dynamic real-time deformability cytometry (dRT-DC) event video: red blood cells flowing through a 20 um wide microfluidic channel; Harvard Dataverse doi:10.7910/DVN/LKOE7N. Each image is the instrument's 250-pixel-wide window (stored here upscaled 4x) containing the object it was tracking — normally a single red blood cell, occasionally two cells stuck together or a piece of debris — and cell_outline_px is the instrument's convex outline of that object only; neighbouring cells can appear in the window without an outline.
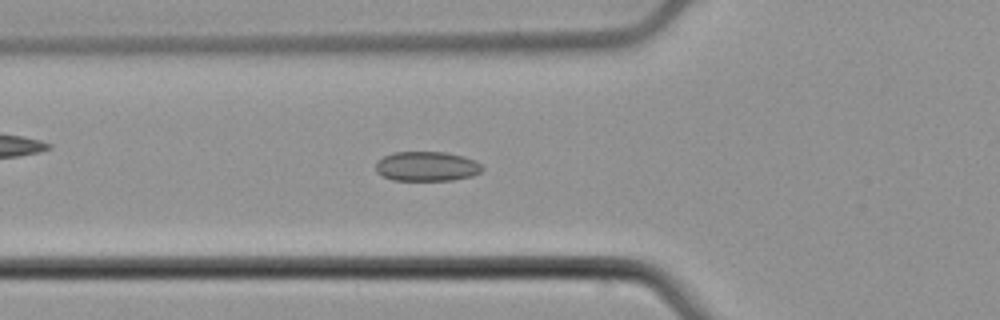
{"species": "common noctule bat (a hibernating species)", "species_latin": "Nyctalus noctula", "temperature_condition": "cold", "stored_images_in_passage": 54, "camera_frame_rate_fps": 3000, "um_per_image_px": 0.085, "animal": {"sex": "male", "body_mass_g": 21.5, "forearm_length_mm": 52.0}, "frame": {"image": 1, "passage_image": 19, "time_ms": 6.0, "image_size_px": [1000, 320], "cell_outline_px": [[484, 168], [480, 172], [472, 176], [452, 180], [392, 180], [376, 172], [376, 160], [392, 152], [444, 152], [464, 156], [476, 160]], "centroid_in_image_um": [36.27, 14.13], "position_along_channel_um": 89.5, "area_um2": 18.5}}
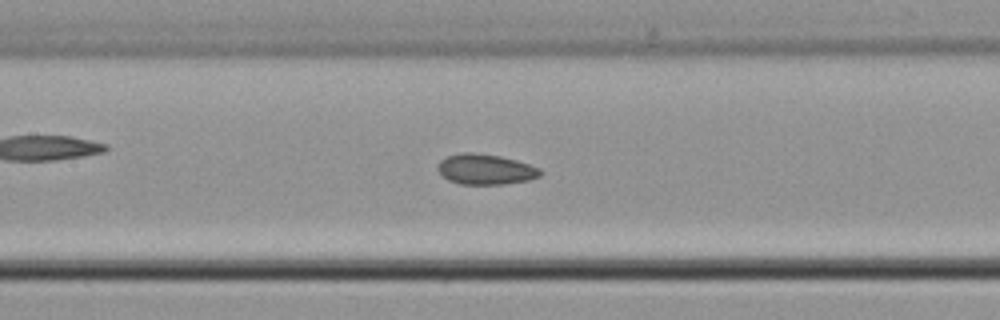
{"frame": {"image": 2, "passage_image": 25, "time_ms": 8.0, "image_size_px": [1000, 320], "cell_outline_px": [[544, 172], [540, 176], [528, 180], [504, 184], [460, 184], [448, 180], [436, 168], [440, 160], [448, 156], [460, 152], [472, 152], [500, 156], [516, 160], [540, 168]], "centroid_in_image_um": [41.27, 14.39], "position_along_channel_um": 166.1, "area_um2": 18.21}}
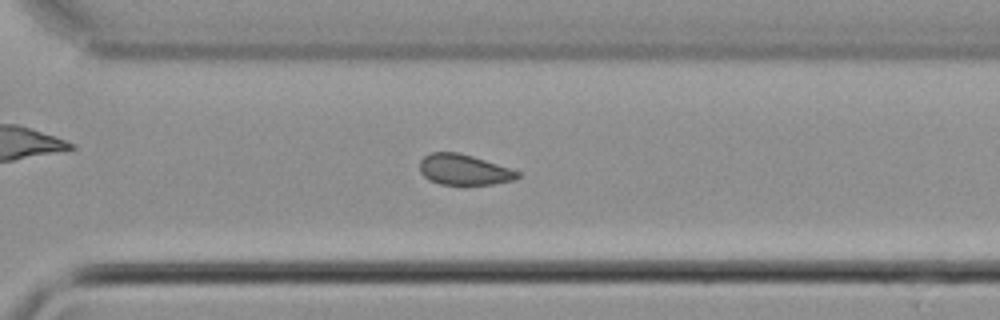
{"frame": {"image": 3, "passage_image": 38, "time_ms": 12.333, "image_size_px": [1000, 320], "cell_outline_px": [[520, 176], [512, 180], [492, 184], [440, 184], [424, 176], [420, 172], [420, 160], [424, 156], [432, 152], [460, 152], [520, 172]], "centroid_in_image_um": [39.4, 14.41], "position_along_channel_um": 331.2, "area_um2": 17.11}, "authors_computed_cell_mechanics": {"area_um2": 18.207, "velocity_mm_per_s": 3.8078, "shape_relaxation_time_tau1_ms": 1.1042, "shape_relaxation_time_tau2_ms": 5.2502, "deformation_change_tau1": 0.0267, "deformation_change_tau2": 0.101}}